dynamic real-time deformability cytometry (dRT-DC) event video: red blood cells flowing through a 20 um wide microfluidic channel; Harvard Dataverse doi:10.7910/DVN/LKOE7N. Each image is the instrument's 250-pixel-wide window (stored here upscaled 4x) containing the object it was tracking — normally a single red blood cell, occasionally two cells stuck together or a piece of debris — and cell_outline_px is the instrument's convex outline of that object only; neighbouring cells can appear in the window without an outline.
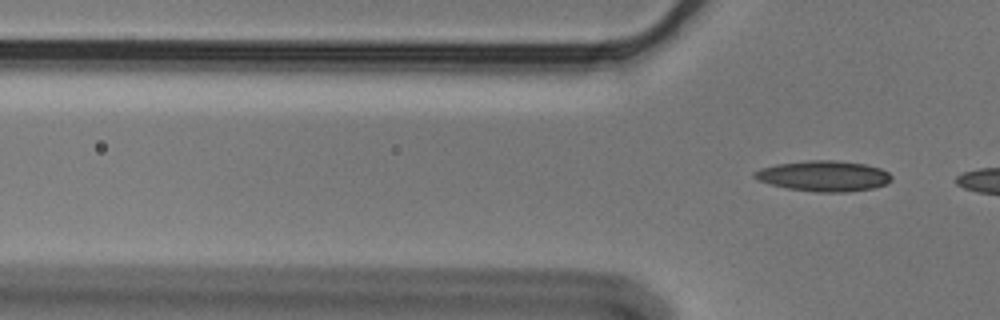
{"species": "Egyptian fruit bat (a non-hibernating species)", "species_latin": "Rousettus aegyptiacus", "temperature_condition": "cold", "stored_images_in_passage": 5, "camera_frame_rate_fps": 3000, "um_per_image_px": 0.085, "animal": {"sex": "male"}, "frame": {"image": 1, "passage_image": 5, "time_ms": 1.333, "image_size_px": [1000, 320], "cell_outline_px": [[892, 180], [888, 184], [872, 188], [848, 192], [816, 192], [788, 188], [772, 184], [760, 180], [752, 176], [752, 172], [760, 168], [776, 164], [808, 160], [836, 160], [864, 164], [880, 168], [888, 172], [892, 176]], "centroid_in_image_um": [70.04, 14.95], "position_along_channel_um": 55.8, "area_um2": 24.45}}